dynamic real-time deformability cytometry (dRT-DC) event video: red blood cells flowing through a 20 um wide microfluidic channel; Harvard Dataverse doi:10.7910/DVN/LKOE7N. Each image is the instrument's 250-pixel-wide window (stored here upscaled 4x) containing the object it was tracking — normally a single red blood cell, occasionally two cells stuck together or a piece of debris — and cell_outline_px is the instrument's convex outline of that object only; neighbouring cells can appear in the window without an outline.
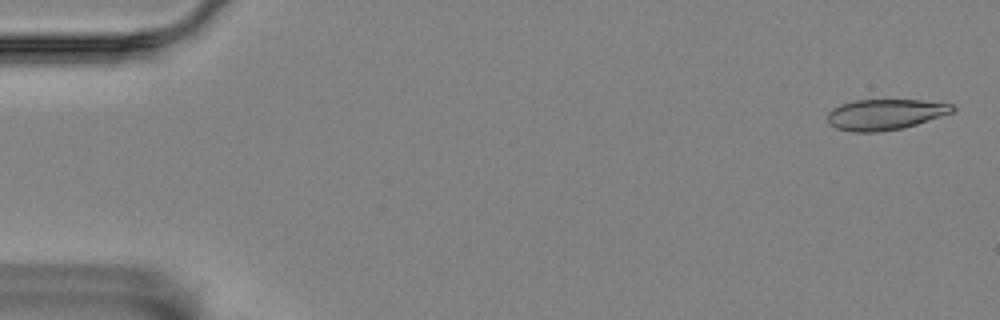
{"species": "Egyptian fruit bat (a non-hibernating species)", "species_latin": "Rousettus aegyptiacus", "temperature_condition": "room temperature", "stored_images_in_passage": 56, "camera_frame_rate_fps": 3000, "um_per_image_px": 0.085, "animal": {"sex": "female"}, "frame": {"image": 1, "passage_image": 2, "time_ms": 0.333, "image_size_px": [1000, 320], "cell_outline_px": [[956, 108], [952, 112], [904, 128], [880, 132], [852, 132], [836, 128], [828, 124], [828, 112], [832, 108], [840, 104], [852, 100], [920, 100], [952, 104]], "centroid_in_image_um": [75.18, 9.73], "position_along_channel_um": 9.8, "area_um2": 22.43}}
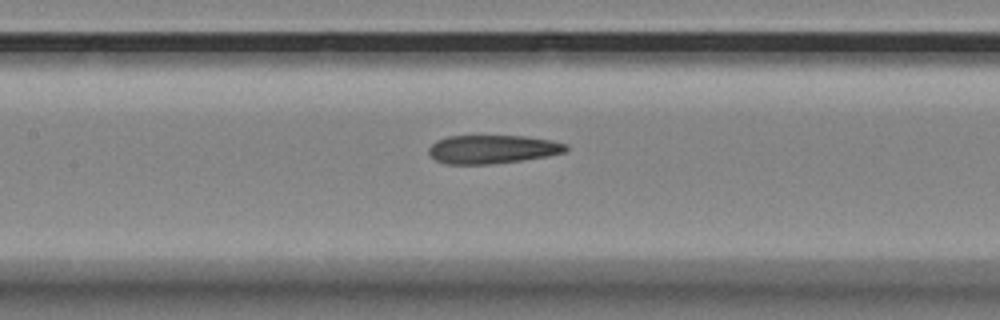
{"frame": {"image": 2, "passage_image": 26, "time_ms": 8.333, "image_size_px": [1000, 320], "cell_outline_px": [[568, 148], [564, 152], [548, 156], [520, 160], [488, 164], [448, 164], [436, 160], [428, 152], [428, 148], [436, 140], [448, 136], [524, 136], [552, 140], [568, 144]], "centroid_in_image_um": [41.86, 12.68], "position_along_channel_um": 165.5, "area_um2": 22.72}}
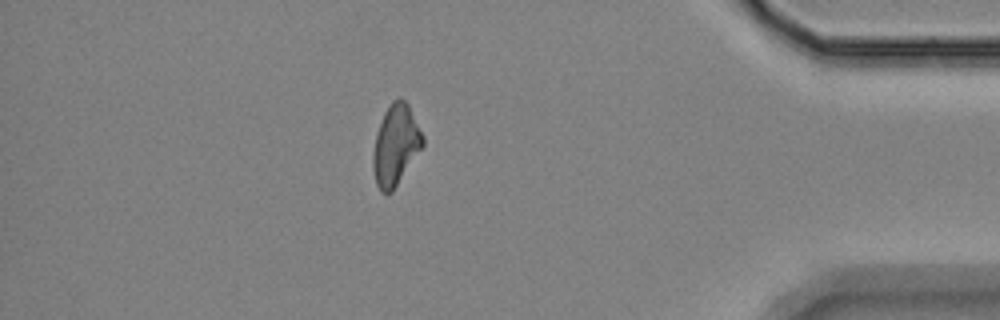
{"frame": {"image": 3, "passage_image": 49, "time_ms": 16.0, "image_size_px": [1000, 320], "cell_outline_px": [[424, 144], [392, 192], [380, 192], [376, 184], [372, 168], [372, 156], [376, 132], [384, 112], [392, 100], [400, 96], [408, 104], [424, 136]], "centroid_in_image_um": [33.61, 12.31], "position_along_channel_um": 401.6, "area_um2": 23.35}, "authors_computed_cell_mechanics": {"area_um2": 23.3512, "velocity_mm_per_s": 3.5638, "shape_relaxation_time_tau1_ms": null, "shape_relaxation_time_tau2_ms": 4.8911, "deformation_change_tau1": null, "deformation_change_tau2": 0.1387}}